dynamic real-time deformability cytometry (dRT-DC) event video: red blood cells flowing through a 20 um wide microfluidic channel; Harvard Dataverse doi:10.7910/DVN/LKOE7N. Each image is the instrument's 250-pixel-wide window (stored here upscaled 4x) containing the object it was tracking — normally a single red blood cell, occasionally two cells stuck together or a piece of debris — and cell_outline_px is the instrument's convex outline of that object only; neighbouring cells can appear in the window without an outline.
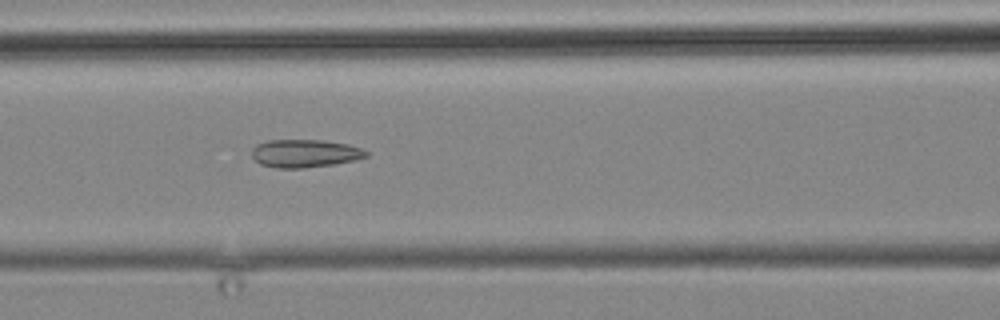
{"species": "common noctule bat (a hibernating species)", "species_latin": "Nyctalus noctula", "temperature_condition": "cold", "stored_images_in_passage": 6, "camera_frame_rate_fps": 3000, "um_per_image_px": 0.085, "animal": {"sex": "male", "body_mass_g": 19.2, "forearm_length_mm": 51.8}, "frame": {"image": 1, "passage_image": 6, "time_ms": 5.667, "image_size_px": [1000, 320], "cell_outline_px": [[368, 156], [356, 160], [332, 164], [304, 168], [276, 168], [260, 164], [252, 156], [252, 148], [256, 144], [268, 140], [324, 140], [348, 144], [360, 148], [368, 152]], "centroid_in_image_um": [25.9, 13.03], "position_along_channel_um": 140.7, "area_um2": 18.67}}